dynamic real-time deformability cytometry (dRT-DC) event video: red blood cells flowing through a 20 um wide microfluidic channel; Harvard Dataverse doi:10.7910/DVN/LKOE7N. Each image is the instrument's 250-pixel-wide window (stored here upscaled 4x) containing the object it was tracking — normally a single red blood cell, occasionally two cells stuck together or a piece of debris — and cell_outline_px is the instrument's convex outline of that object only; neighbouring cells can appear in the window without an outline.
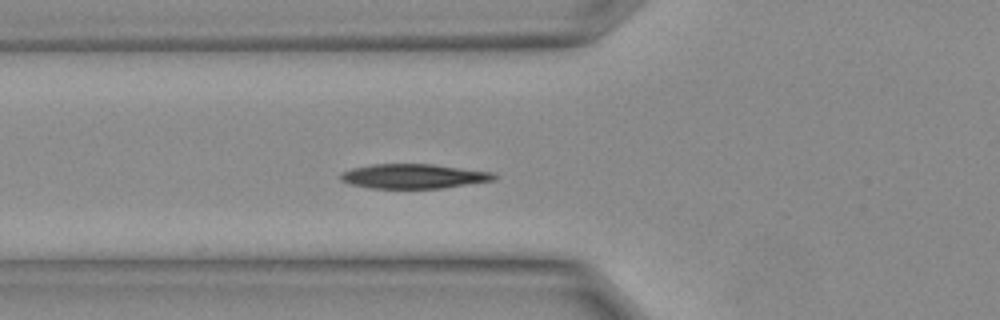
{"species": "Egyptian fruit bat (a non-hibernating species)", "species_latin": "Rousettus aegyptiacus", "temperature_condition": "warm", "stored_images_in_passage": 9, "camera_frame_rate_fps": 3000, "um_per_image_px": 0.085, "animal": {"sex": "female"}, "frame": {"image": 1, "passage_image": 7, "time_ms": 2.0, "image_size_px": [1000, 320], "cell_outline_px": [[500, 176], [496, 180], [440, 188], [368, 188], [348, 184], [340, 180], [340, 172], [352, 168], [376, 164], [432, 164], [496, 172]], "centroid_in_image_um": [35.19, 14.98], "position_along_channel_um": 90.6, "area_um2": 22.2}}